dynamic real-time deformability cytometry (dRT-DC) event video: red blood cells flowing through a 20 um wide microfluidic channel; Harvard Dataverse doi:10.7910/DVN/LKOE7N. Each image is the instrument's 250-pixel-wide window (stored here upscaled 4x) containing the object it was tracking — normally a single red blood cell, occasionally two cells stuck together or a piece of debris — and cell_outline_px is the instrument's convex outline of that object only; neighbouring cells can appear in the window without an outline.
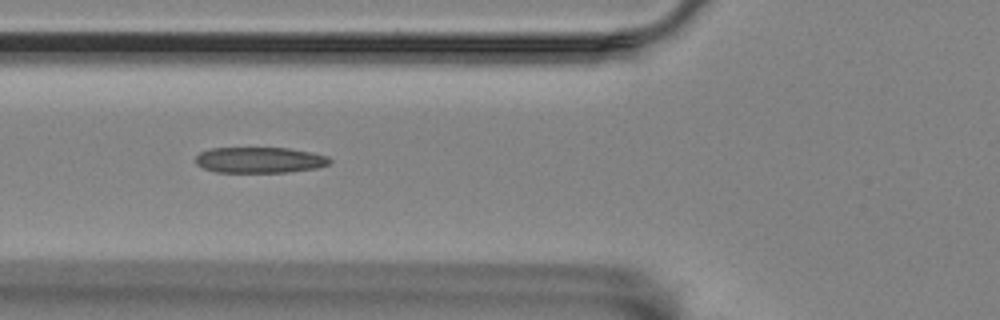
{"species": "Egyptian fruit bat (a non-hibernating species)", "species_latin": "Rousettus aegyptiacus", "temperature_condition": "room temperature", "stored_images_in_passage": 7, "camera_frame_rate_fps": 3000, "um_per_image_px": 0.085, "animal": {"sex": "female"}, "frame": {"image": 1, "passage_image": 7, "time_ms": 6.667, "image_size_px": [1000, 320], "cell_outline_px": [[332, 160], [328, 164], [316, 168], [284, 172], [216, 172], [204, 168], [196, 164], [196, 156], [200, 152], [212, 148], [288, 148], [312, 152], [328, 156]], "centroid_in_image_um": [22.07, 13.59], "position_along_channel_um": 103.7, "area_um2": 20.11}}